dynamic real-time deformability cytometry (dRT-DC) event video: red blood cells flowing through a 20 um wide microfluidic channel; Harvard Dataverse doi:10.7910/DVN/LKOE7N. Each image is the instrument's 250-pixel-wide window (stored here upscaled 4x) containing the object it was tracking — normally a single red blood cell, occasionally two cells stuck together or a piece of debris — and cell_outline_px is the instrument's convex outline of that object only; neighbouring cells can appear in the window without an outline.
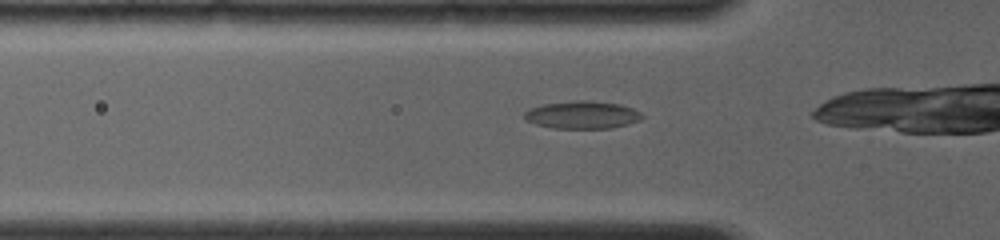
{"species": "common noctule bat (a hibernating species)", "species_latin": "Nyctalus noctula", "temperature_condition": "room temperature", "stored_images_in_passage": 38, "camera_frame_rate_fps": 4000, "um_per_image_px": 0.085, "animal": {"sex": "female", "body_mass_g": 19.0, "forearm_length_mm": 56.7}, "frame": {"image": 1, "passage_image": 4, "time_ms": 0.75, "image_size_px": [1000, 240], "cell_outline_px": [[644, 116], [640, 120], [628, 124], [612, 128], [552, 128], [536, 124], [524, 120], [524, 112], [528, 108], [544, 104], [576, 100], [584, 100], [620, 104], [632, 108], [640, 112]], "centroid_in_image_um": [49.47, 9.76], "position_along_channel_um": 76.3, "area_um2": 19.02}}
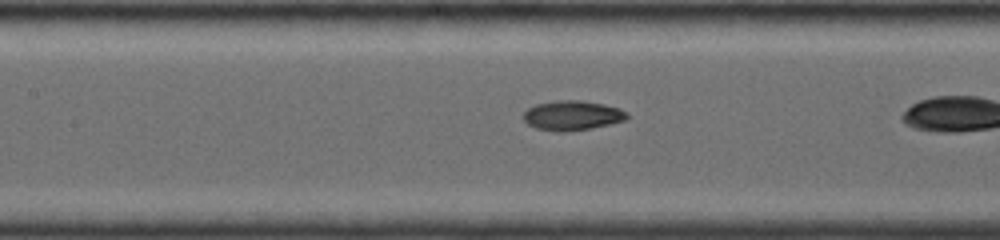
{"frame": {"image": 2, "passage_image": 13, "time_ms": 2.75, "image_size_px": [1000, 240], "cell_outline_px": [[628, 116], [624, 120], [592, 128], [564, 132], [556, 132], [536, 128], [528, 124], [524, 120], [524, 112], [528, 108], [536, 104], [556, 100], [580, 100], [604, 104], [620, 108], [628, 112]], "centroid_in_image_um": [48.64, 9.81], "position_along_channel_um": 158.8, "area_um2": 17.92}}
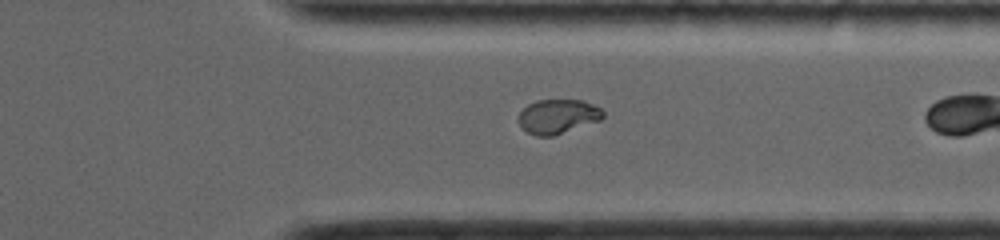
{"frame": {"image": 3, "passage_image": 35, "time_ms": 7.75, "image_size_px": [1000, 240], "cell_outline_px": [[604, 116], [600, 120], [552, 136], [536, 136], [528, 132], [520, 124], [520, 112], [528, 104], [536, 100], [584, 100], [600, 108], [604, 112]], "centroid_in_image_um": [47.44, 9.88], "position_along_channel_um": 364.0, "area_um2": 16.65}}